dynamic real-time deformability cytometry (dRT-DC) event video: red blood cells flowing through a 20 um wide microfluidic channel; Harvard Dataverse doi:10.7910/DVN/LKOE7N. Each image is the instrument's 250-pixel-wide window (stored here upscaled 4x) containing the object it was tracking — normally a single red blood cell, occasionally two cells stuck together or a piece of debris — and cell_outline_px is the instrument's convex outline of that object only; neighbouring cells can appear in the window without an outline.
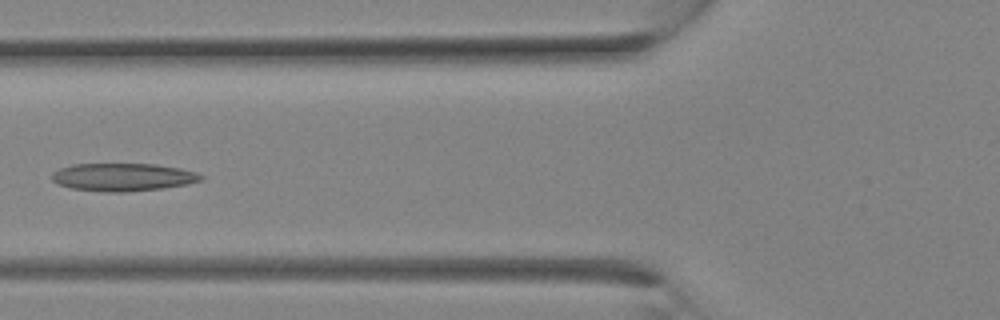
{"species": "Egyptian fruit bat (a non-hibernating species)", "species_latin": "Rousettus aegyptiacus", "temperature_condition": "room temperature", "stored_images_in_passage": 11, "camera_frame_rate_fps": 3000, "um_per_image_px": 0.085, "animal": {"sex": "female"}, "frame": {"image": 1, "passage_image": 10, "time_ms": 3.0, "image_size_px": [1000, 320], "cell_outline_px": [[204, 176], [200, 180], [188, 184], [160, 188], [124, 192], [104, 192], [72, 188], [60, 184], [52, 180], [52, 172], [60, 168], [72, 164], [156, 164], [180, 168], [196, 172]], "centroid_in_image_um": [10.44, 15.05], "position_along_channel_um": 115.4, "area_um2": 24.04}}